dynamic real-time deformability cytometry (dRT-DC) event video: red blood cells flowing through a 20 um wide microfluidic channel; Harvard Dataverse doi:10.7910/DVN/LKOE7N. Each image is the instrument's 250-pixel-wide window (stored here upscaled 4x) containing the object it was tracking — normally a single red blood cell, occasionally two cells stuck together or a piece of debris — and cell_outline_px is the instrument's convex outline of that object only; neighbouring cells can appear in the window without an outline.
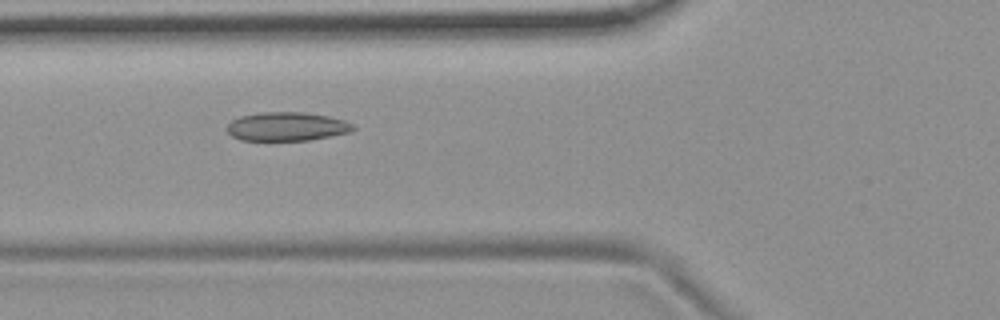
{"species": "common noctule bat (a hibernating species)", "species_latin": "Nyctalus noctula", "temperature_condition": "room temperature", "stored_images_in_passage": 14, "camera_frame_rate_fps": 3000, "um_per_image_px": 0.085, "animal": {"sex": "female", "body_mass_g": 19.9}, "frame": {"image": 1, "passage_image": 5, "time_ms": 1.333, "image_size_px": [1000, 320], "cell_outline_px": [[356, 128], [348, 132], [308, 140], [240, 140], [232, 136], [228, 132], [228, 124], [232, 120], [240, 116], [260, 112], [304, 112], [328, 116], [344, 120], [352, 124]], "centroid_in_image_um": [24.35, 10.74], "position_along_channel_um": 101.4, "area_um2": 20.92}}
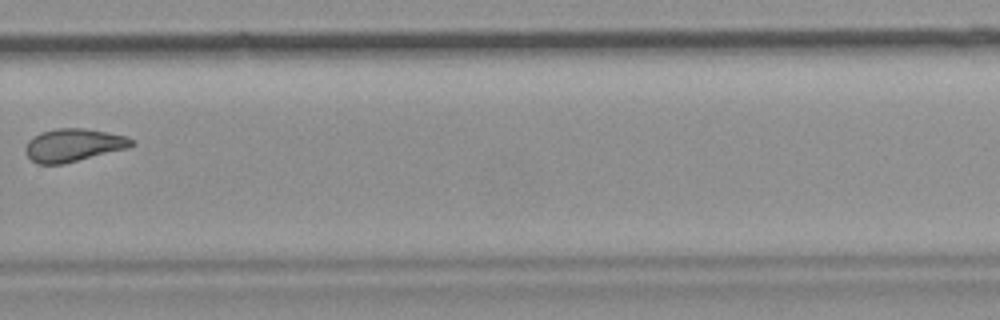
{"frame": {"image": 2, "passage_image": 10, "time_ms": 3.0, "image_size_px": [1000, 320], "cell_outline_px": [[136, 144], [128, 148], [64, 164], [36, 164], [28, 156], [24, 148], [28, 140], [32, 136], [40, 132], [56, 128], [84, 128], [124, 136], [136, 140]], "centroid_in_image_um": [6.22, 12.34], "position_along_channel_um": 323.6, "area_um2": 20.46}}